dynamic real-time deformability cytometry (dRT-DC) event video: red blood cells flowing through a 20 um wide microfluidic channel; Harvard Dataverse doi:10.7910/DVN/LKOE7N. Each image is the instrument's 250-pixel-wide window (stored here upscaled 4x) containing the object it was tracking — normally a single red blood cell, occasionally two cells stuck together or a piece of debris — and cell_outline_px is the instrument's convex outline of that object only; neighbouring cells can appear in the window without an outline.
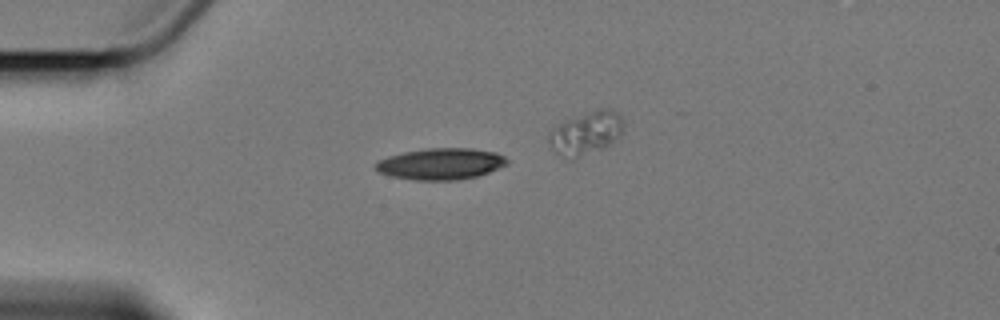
{"species": "Egyptian fruit bat (a non-hibernating species)", "species_latin": "Rousettus aegyptiacus", "temperature_condition": "cold", "stored_images_in_passage": 9, "segment_of_instrument_passage": [1, 2], "camera_frame_rate_fps": 3000, "um_per_image_px": 0.085, "animal": {"sex": "female"}, "frame": {"image": 1, "passage_image": 1, "time_ms": 0.0, "image_size_px": [1000, 320], "cell_outline_px": [[508, 164], [480, 176], [460, 180], [416, 180], [392, 176], [376, 172], [372, 168], [372, 164], [376, 160], [388, 156], [404, 152], [428, 148], [472, 148], [496, 152], [504, 156], [508, 160]], "centroid_in_image_um": [37.43, 13.93], "position_along_channel_um": 47.6, "area_um2": 24.51}}